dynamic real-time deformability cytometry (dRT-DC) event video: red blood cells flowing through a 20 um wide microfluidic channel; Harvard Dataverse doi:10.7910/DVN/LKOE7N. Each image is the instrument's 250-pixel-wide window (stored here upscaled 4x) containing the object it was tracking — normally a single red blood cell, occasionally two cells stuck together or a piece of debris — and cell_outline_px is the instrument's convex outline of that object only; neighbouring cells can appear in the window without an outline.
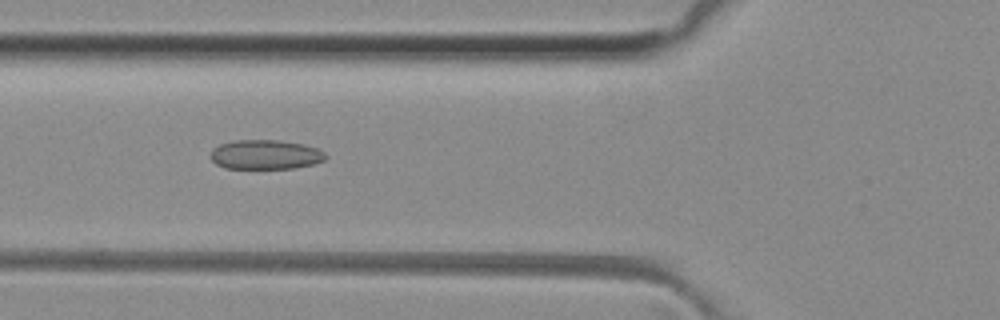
{"species": "common noctule bat (a hibernating species)", "species_latin": "Nyctalus noctula", "temperature_condition": "room temperature", "stored_images_in_passage": 49, "camera_frame_rate_fps": 3000, "um_per_image_px": 0.085, "animal": {"sex": "female", "body_mass_g": 29.2, "forearm_length_mm": 56.3}, "frame": {"image": 1, "passage_image": 18, "time_ms": 5.667, "image_size_px": [1000, 320], "cell_outline_px": [[328, 156], [324, 160], [312, 164], [292, 168], [224, 168], [216, 164], [212, 160], [212, 148], [220, 144], [232, 140], [280, 140], [304, 144], [316, 148], [324, 152]], "centroid_in_image_um": [22.56, 13.13], "position_along_channel_um": 103.2, "area_um2": 19.71}}
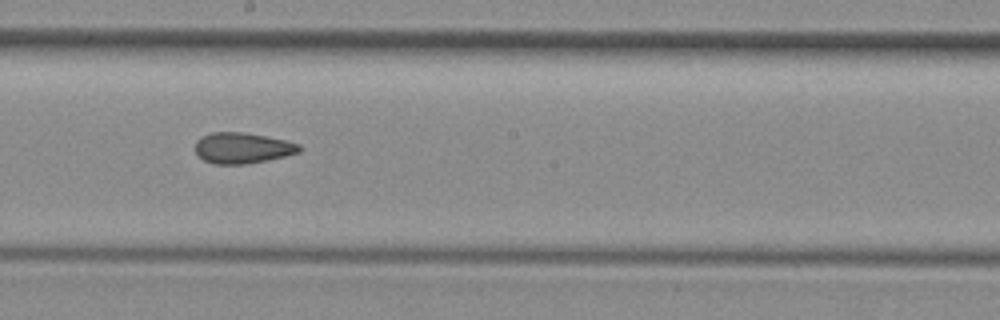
{"frame": {"image": 2, "passage_image": 27, "time_ms": 8.667, "image_size_px": [1000, 320], "cell_outline_px": [[300, 152], [268, 160], [244, 164], [216, 164], [204, 160], [196, 152], [196, 140], [200, 136], [212, 132], [240, 132], [264, 136], [284, 140], [300, 144]], "centroid_in_image_um": [20.59, 12.58], "position_along_channel_um": 227.6, "area_um2": 18.5}}
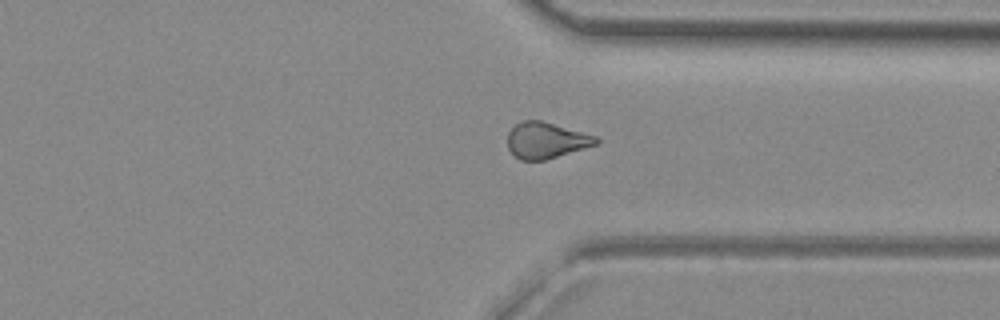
{"frame": {"image": 3, "passage_image": 37, "time_ms": 12.0, "image_size_px": [1000, 320], "cell_outline_px": [[600, 140], [596, 144], [544, 160], [520, 160], [508, 148], [508, 132], [516, 124], [524, 120], [540, 120], [596, 136]], "centroid_in_image_um": [46.39, 11.92], "position_along_channel_um": 365.0, "area_um2": 18.21}, "authors_computed_cell_mechanics": {"area_um2": 19.363, "velocity_mm_per_s": 4.1387, "shape_relaxation_time_tau1_ms": null, "shape_relaxation_time_tau2_ms": 2.8811, "deformation_change_tau1": null, "deformation_change_tau2": 0.0994}}